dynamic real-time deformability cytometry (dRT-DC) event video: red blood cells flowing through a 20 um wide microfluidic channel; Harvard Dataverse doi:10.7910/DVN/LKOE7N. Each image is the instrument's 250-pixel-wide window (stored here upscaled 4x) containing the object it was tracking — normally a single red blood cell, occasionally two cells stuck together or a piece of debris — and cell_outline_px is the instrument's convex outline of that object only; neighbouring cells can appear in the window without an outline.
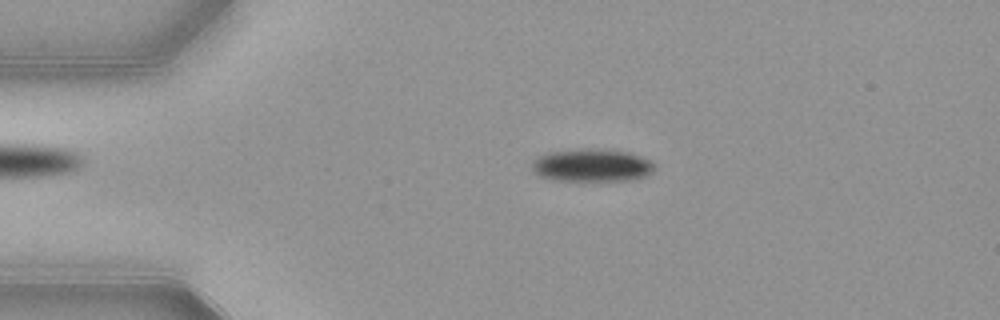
{"species": "common noctule bat (a hibernating species)", "species_latin": "Nyctalus noctula", "temperature_condition": "warm", "stored_images_in_passage": 51, "camera_frame_rate_fps": 3000, "um_per_image_px": 0.085, "animal": {"sex": "female", "body_mass_g": 21.9}, "frame": {"image": 1, "passage_image": 9, "time_ms": 2.667, "image_size_px": [1000, 320], "cell_outline_px": [[656, 168], [648, 176], [632, 180], [556, 180], [540, 176], [532, 168], [532, 160], [536, 156], [548, 152], [580, 148], [604, 148], [628, 152], [640, 156], [656, 164]], "centroid_in_image_um": [50.33, 14.03], "position_along_channel_um": 34.7, "area_um2": 23.76}}
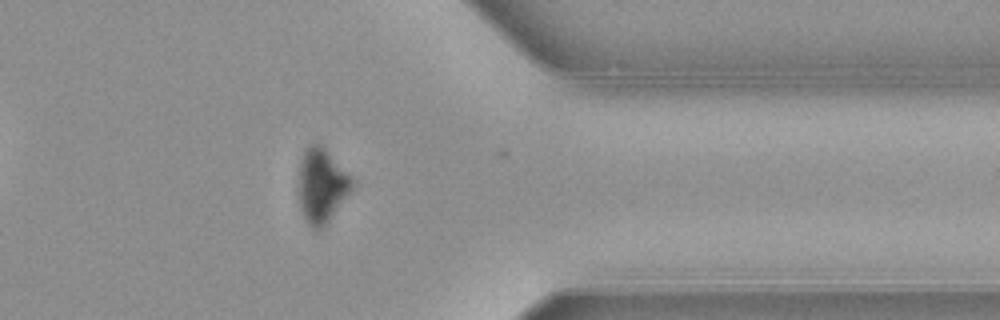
{"frame": {"image": 2, "passage_image": 40, "time_ms": 13.0, "image_size_px": [1000, 320], "cell_outline_px": [[356, 184], [328, 220], [316, 232], [304, 220], [300, 212], [296, 188], [296, 184], [300, 160], [308, 144], [320, 144], [356, 180]], "centroid_in_image_um": [27.29, 15.77], "position_along_channel_um": 384.1, "area_um2": 23.7}}
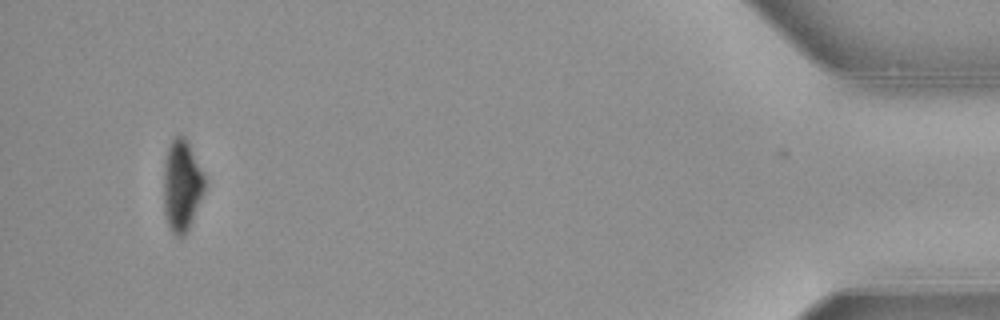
{"frame": {"image": 3, "passage_image": 48, "time_ms": 15.667, "image_size_px": [1000, 320], "cell_outline_px": [[208, 180], [204, 192], [188, 228], [184, 236], [176, 236], [172, 232], [164, 216], [164, 168], [168, 148], [172, 140], [176, 136], [184, 136]], "centroid_in_image_um": [15.47, 15.78], "position_along_channel_um": 419.7, "area_um2": 21.73}, "authors_computed_cell_mechanics": {"area_um2": 24.6228, "velocity_mm_per_s": 3.8932, "shape_relaxation_time_tau1_ms": 2.1223, "shape_relaxation_time_tau2_ms": null, "deformation_change_tau1": 0.1174, "deformation_change_tau2": null}}